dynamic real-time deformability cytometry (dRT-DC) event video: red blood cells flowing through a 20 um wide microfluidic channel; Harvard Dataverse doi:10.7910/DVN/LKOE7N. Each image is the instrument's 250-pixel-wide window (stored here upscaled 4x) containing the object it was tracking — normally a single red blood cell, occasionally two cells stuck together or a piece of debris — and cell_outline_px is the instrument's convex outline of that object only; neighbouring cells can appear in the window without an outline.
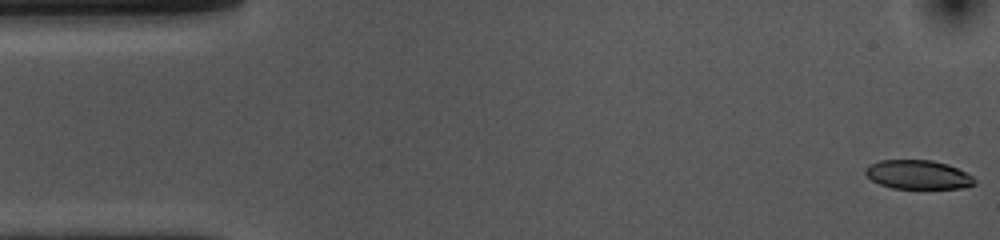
{"species": "common noctule bat (a hibernating species)", "species_latin": "Nyctalus noctula", "temperature_condition": "cold", "stored_images_in_passage": 53, "camera_frame_rate_fps": 3000, "um_per_image_px": 0.085, "animal": {"sex": "female", "body_mass_g": 10.0, "forearm_length_mm": 53.1}, "frame": {"image": 1, "passage_image": 1, "time_ms": 0.0, "image_size_px": [1000, 240], "cell_outline_px": [[976, 184], [964, 188], [892, 188], [880, 184], [872, 180], [864, 172], [864, 168], [880, 160], [932, 160], [948, 164], [972, 176], [976, 180]], "centroid_in_image_um": [78.04, 14.84], "position_along_channel_um": 7.0, "area_um2": 18.32}}
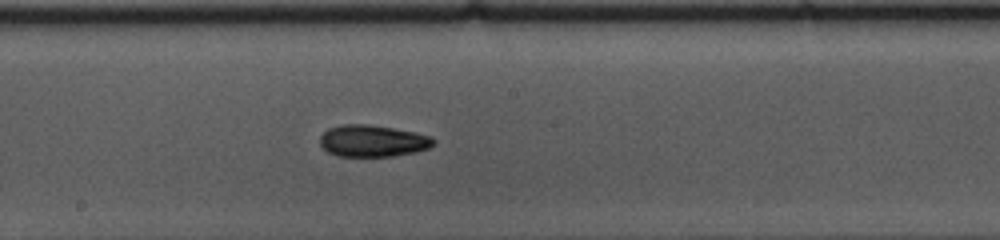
{"frame": {"image": 2, "passage_image": 27, "time_ms": 8.667, "image_size_px": [1000, 240], "cell_outline_px": [[436, 140], [428, 148], [416, 152], [392, 156], [336, 156], [328, 152], [320, 144], [320, 136], [328, 128], [344, 124], [368, 124], [416, 132], [432, 136]], "centroid_in_image_um": [31.68, 11.97], "position_along_channel_um": 216.5, "area_um2": 21.04}}
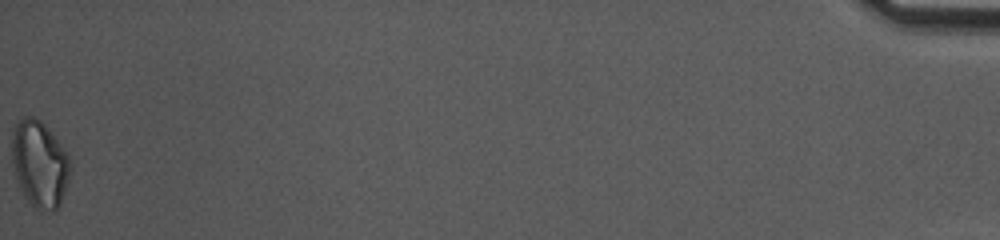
{"frame": {"image": 3, "passage_image": 53, "time_ms": 17.333, "image_size_px": [1000, 240], "cell_outline_px": [[72, 168], [60, 204], [52, 212], [40, 212], [28, 200], [16, 180], [12, 164], [12, 132], [16, 124], [24, 116], [32, 116], [40, 120], [44, 124], [68, 156]], "centroid_in_image_um": [3.35, 13.95], "position_along_channel_um": 431.8, "area_um2": 29.19}, "authors_computed_cell_mechanics": {"area_um2": 20.519, "velocity_mm_per_s": 3.7257, "shape_relaxation_time_tau1_ms": 3.2802, "shape_relaxation_time_tau2_ms": 10.4639, "deformation_change_tau1": 0.1357, "deformation_change_tau2": 0.1772}}